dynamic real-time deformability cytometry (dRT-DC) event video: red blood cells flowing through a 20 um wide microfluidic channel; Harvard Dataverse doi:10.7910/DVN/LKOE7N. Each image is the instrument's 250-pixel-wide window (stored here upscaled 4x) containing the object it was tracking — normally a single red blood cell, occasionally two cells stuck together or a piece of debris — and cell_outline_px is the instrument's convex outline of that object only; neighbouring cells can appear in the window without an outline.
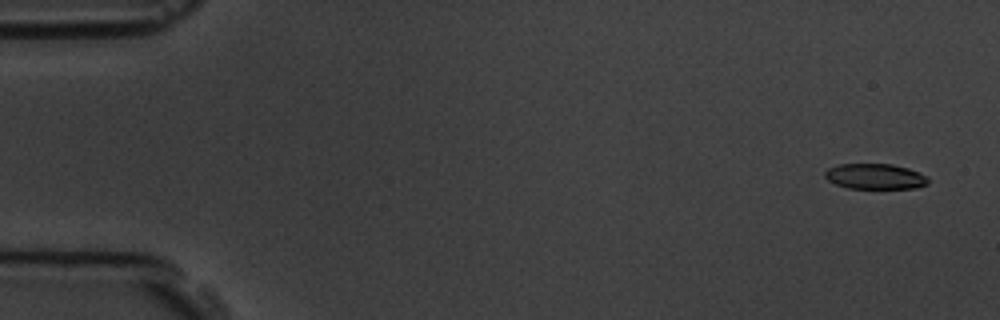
{"species": "common noctule bat (a hibernating species)", "species_latin": "Nyctalus noctula", "temperature_condition": "room temperature", "stored_images_in_passage": 5, "camera_frame_rate_fps": 3000, "um_per_image_px": 0.085, "animal": {"sex": "male", "body_mass_g": 19.5, "forearm_length_mm": 54.6}, "frame": {"image": 1, "passage_image": 1, "time_ms": 0.0, "image_size_px": [1000, 320], "cell_outline_px": [[928, 184], [916, 188], [848, 188], [836, 184], [828, 180], [824, 176], [824, 172], [828, 168], [840, 164], [892, 164], [908, 168], [928, 176]], "centroid_in_image_um": [74.39, 14.99], "position_along_channel_um": 10.6, "area_um2": 15.32}}
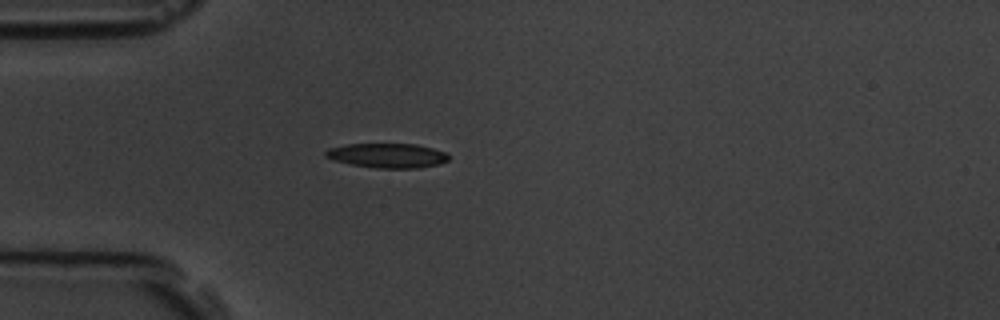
{"frame": {"image": 2, "passage_image": 5, "time_ms": 4.333, "image_size_px": [1000, 320], "cell_outline_px": [[448, 160], [440, 164], [420, 168], [376, 168], [352, 164], [336, 160], [324, 156], [324, 152], [328, 148], [348, 144], [416, 144], [432, 148], [444, 152], [448, 156]], "centroid_in_image_um": [32.93, 13.22], "position_along_channel_um": 52.1, "area_um2": 17.46}}